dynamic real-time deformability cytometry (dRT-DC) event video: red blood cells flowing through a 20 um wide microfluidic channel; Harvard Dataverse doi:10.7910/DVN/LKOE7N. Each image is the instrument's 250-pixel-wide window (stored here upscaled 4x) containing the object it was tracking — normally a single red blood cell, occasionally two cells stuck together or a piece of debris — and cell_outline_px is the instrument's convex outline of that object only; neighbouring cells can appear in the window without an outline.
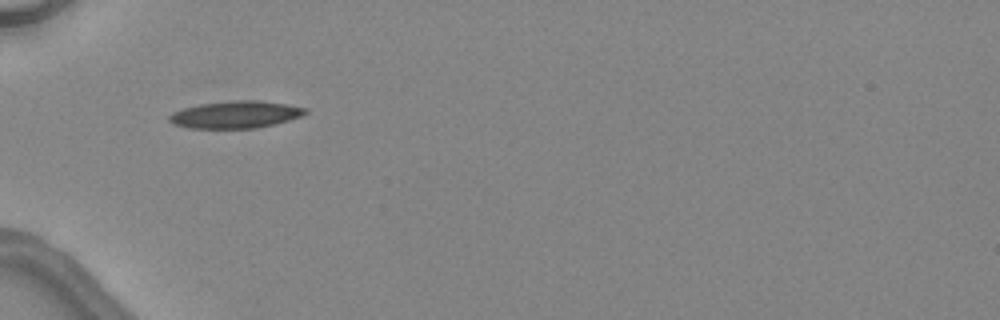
{"species": "common noctule bat (a hibernating species)", "species_latin": "Nyctalus noctula", "temperature_condition": "warm", "stored_images_in_passage": 2, "camera_frame_rate_fps": 3000, "um_per_image_px": 0.085, "animal": {"sex": "female", "body_mass_g": 24.6, "forearm_length_mm": 56.2}, "frame": {"image": 1, "passage_image": 1, "time_ms": 0.0, "image_size_px": [1000, 320], "cell_outline_px": [[308, 112], [300, 116], [276, 124], [256, 128], [188, 128], [176, 124], [168, 120], [168, 116], [172, 112], [184, 108], [200, 104], [232, 100], [256, 100], [288, 104], [308, 108]], "centroid_in_image_um": [20.04, 9.73], "position_along_channel_um": 65.0, "area_um2": 21.56}}